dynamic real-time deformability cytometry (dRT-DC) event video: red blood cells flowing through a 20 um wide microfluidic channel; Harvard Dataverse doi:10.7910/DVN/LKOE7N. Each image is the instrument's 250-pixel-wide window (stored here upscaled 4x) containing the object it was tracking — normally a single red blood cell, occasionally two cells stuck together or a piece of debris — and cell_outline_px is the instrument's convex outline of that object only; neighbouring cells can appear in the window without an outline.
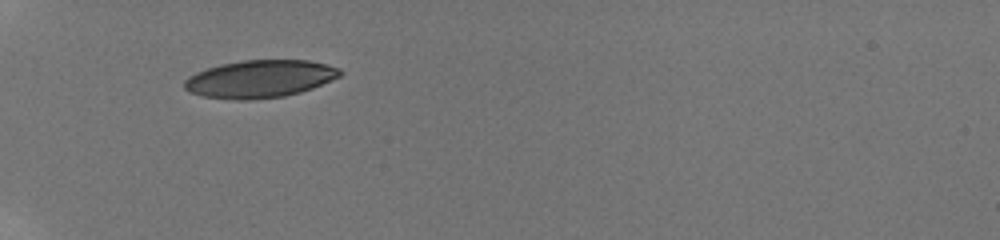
{"species": "human", "species_latin": "Homo sapiens", "temperature_condition": "room temperature", "stored_images_in_passage": 45, "camera_frame_rate_fps": 3000, "um_per_image_px": 0.085, "donor": {"sex": "male"}, "frame": {"image": 1, "passage_image": 1, "time_ms": 0.0, "image_size_px": [1000, 240], "cell_outline_px": [[344, 72], [340, 76], [312, 88], [300, 92], [284, 96], [248, 100], [236, 100], [204, 96], [188, 92], [184, 88], [184, 80], [188, 76], [196, 72], [220, 64], [244, 60], [308, 60], [328, 64], [340, 68]], "centroid_in_image_um": [22.09, 6.7], "position_along_channel_um": 62.9, "area_um2": 34.16}}
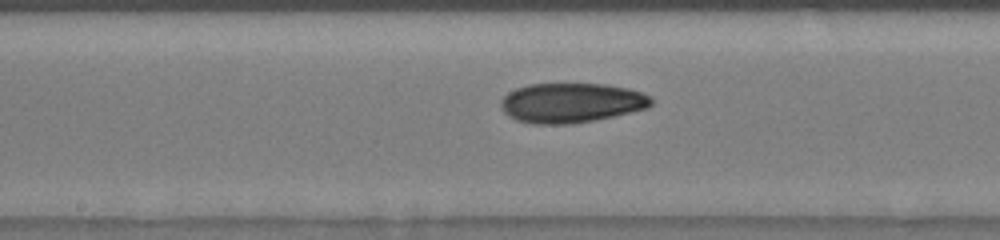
{"frame": {"image": 2, "passage_image": 14, "time_ms": 4.0, "image_size_px": [1000, 240], "cell_outline_px": [[652, 104], [648, 108], [612, 116], [572, 124], [532, 124], [516, 120], [508, 116], [500, 108], [500, 100], [508, 92], [516, 88], [528, 84], [604, 84], [628, 88], [640, 92], [648, 96], [652, 100]], "centroid_in_image_um": [48.5, 8.74], "position_along_channel_um": 199.7, "area_um2": 34.8}}
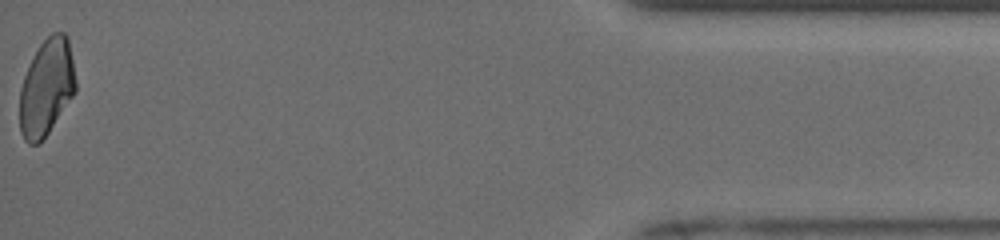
{"frame": {"image": 3, "passage_image": 44, "time_ms": 11.667, "image_size_px": [1000, 240], "cell_outline_px": [[76, 92], [48, 132], [36, 144], [28, 144], [24, 140], [20, 132], [20, 88], [24, 76], [40, 44], [52, 32], [64, 32], [68, 36], [76, 80]], "centroid_in_image_um": [3.96, 7.42], "position_along_channel_um": 431.2, "area_um2": 31.27}, "authors_computed_cell_mechanics": {"area_um2": 33.2928, "velocity_mm_per_s": 3.8845, "shape_relaxation_time_tau1_ms": null, "shape_relaxation_time_tau2_ms": 6.6233, "deformation_change_tau1": null, "deformation_change_tau2": 0.129}}